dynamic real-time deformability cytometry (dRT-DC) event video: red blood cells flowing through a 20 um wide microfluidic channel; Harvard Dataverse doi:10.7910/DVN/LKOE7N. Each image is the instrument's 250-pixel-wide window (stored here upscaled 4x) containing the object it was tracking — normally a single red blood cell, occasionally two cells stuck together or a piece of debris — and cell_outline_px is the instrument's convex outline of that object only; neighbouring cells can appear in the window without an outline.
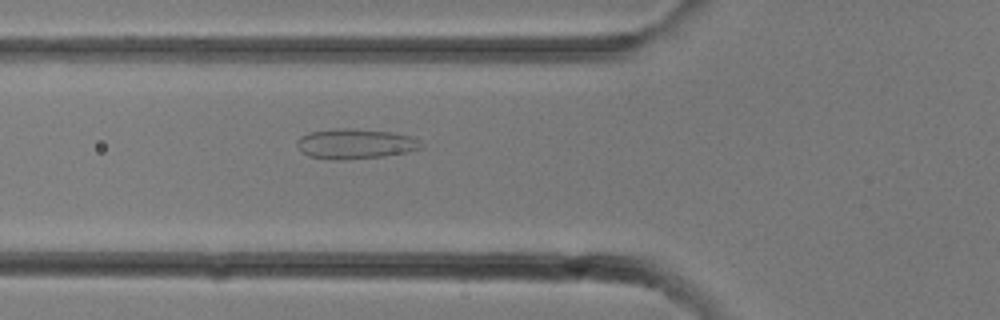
{"species": "common noctule bat (a hibernating species)", "species_latin": "Nyctalus noctula", "temperature_condition": "room temperature", "stored_images_in_passage": 8, "camera_frame_rate_fps": 3000, "um_per_image_px": 0.085, "animal": {"sex": "female"}, "frame": {"image": 1, "passage_image": 8, "time_ms": 2.333, "image_size_px": [1000, 320], "cell_outline_px": [[424, 144], [420, 148], [408, 152], [384, 156], [344, 160], [332, 160], [308, 156], [300, 152], [296, 144], [296, 140], [300, 136], [308, 132], [332, 128], [352, 128], [392, 132], [412, 136], [420, 140]], "centroid_in_image_um": [30.16, 12.22], "position_along_channel_um": 95.6, "area_um2": 22.25}}